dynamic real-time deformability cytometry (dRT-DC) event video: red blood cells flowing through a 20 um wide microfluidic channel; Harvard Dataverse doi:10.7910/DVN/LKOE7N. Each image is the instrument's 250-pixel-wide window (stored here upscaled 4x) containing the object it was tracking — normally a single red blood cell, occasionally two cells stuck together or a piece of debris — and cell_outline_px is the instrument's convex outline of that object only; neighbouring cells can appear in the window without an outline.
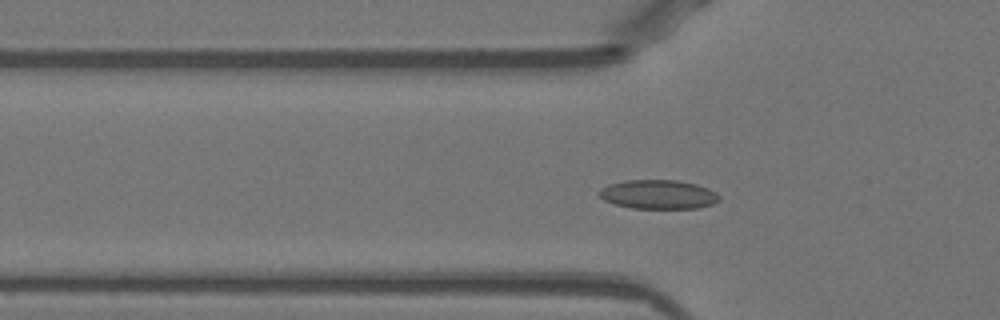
{"species": "Egyptian fruit bat (a non-hibernating species)", "species_latin": "Rousettus aegyptiacus", "temperature_condition": "warm", "stored_images_in_passage": 48, "segment_of_instrument_passage": [1, 2], "camera_frame_rate_fps": 3000, "um_per_image_px": 0.085, "animal": {"sex": "female"}, "frame": {"image": 1, "passage_image": 12, "time_ms": 3.667, "image_size_px": [1000, 320], "cell_outline_px": [[720, 200], [712, 204], [696, 208], [632, 208], [616, 204], [604, 200], [600, 196], [600, 188], [608, 184], [624, 180], [676, 180], [696, 184], [708, 188], [716, 192], [720, 196]], "centroid_in_image_um": [55.96, 16.52], "position_along_channel_um": 69.8, "area_um2": 20.29}}
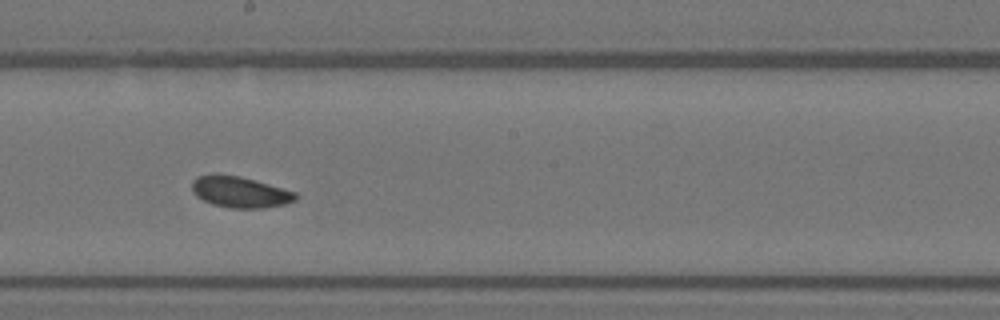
{"frame": {"image": 2, "passage_image": 24, "time_ms": 7.667, "image_size_px": [1000, 320], "cell_outline_px": [[296, 200], [284, 204], [264, 208], [232, 208], [212, 204], [196, 196], [192, 192], [192, 180], [196, 176], [216, 172], [240, 176], [296, 192]], "centroid_in_image_um": [20.34, 16.3], "position_along_channel_um": 227.9, "area_um2": 18.96}}
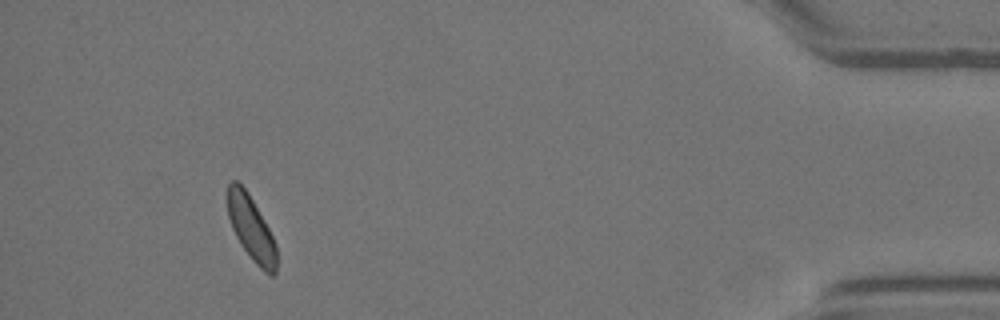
{"frame": {"image": 3, "passage_image": 43, "time_ms": 14.0, "image_size_px": [1000, 320], "cell_outline_px": [[276, 272], [272, 276], [264, 272], [256, 264], [240, 244], [232, 228], [228, 216], [224, 196], [228, 184], [232, 180], [236, 180], [248, 192], [264, 220], [276, 244]], "centroid_in_image_um": [21.3, 19.35], "position_along_channel_um": 413.9, "area_um2": 18.61}}